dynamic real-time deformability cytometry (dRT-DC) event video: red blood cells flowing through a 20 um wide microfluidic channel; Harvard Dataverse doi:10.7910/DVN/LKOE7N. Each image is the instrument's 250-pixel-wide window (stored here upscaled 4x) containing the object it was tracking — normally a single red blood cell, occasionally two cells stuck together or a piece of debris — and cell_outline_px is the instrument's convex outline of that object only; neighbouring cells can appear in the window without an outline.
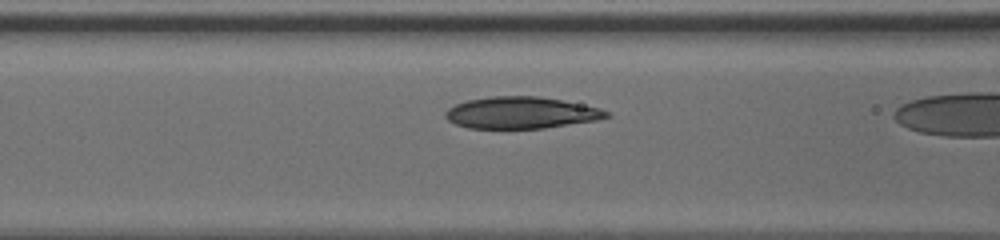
{"species": "human", "species_latin": "Homo sapiens", "temperature_condition": "cold", "stored_images_in_passage": 29, "camera_frame_rate_fps": 3000, "um_per_image_px": 0.085, "donor": {"sex": "male"}, "frame": {"image": 1, "passage_image": 9, "time_ms": 2.667, "image_size_px": [1000, 240], "cell_outline_px": [[608, 116], [596, 120], [544, 128], [468, 128], [456, 124], [448, 120], [444, 116], [444, 112], [448, 108], [456, 104], [468, 100], [492, 96], [536, 96], [560, 100], [600, 108], [608, 112]], "centroid_in_image_um": [44.24, 9.58], "position_along_channel_um": 122.4, "area_um2": 29.42}}
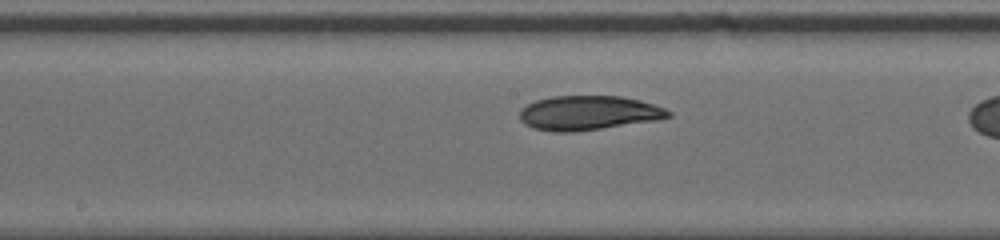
{"frame": {"image": 2, "passage_image": 15, "time_ms": 4.667, "image_size_px": [1000, 240], "cell_outline_px": [[672, 116], [656, 120], [572, 132], [552, 132], [532, 128], [524, 124], [520, 120], [520, 108], [536, 100], [552, 96], [620, 96], [640, 100], [664, 108], [672, 112]], "centroid_in_image_um": [49.98, 9.59], "position_along_channel_um": 198.2, "area_um2": 29.71}}
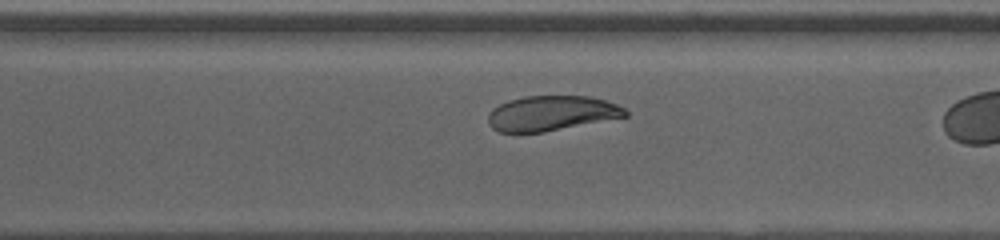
{"frame": {"image": 3, "passage_image": 25, "time_ms": 8.0, "image_size_px": [1000, 240], "cell_outline_px": [[628, 116], [544, 132], [500, 132], [492, 128], [488, 124], [488, 112], [492, 108], [500, 104], [524, 96], [588, 96], [604, 100], [616, 104], [624, 108], [628, 112]], "centroid_in_image_um": [46.86, 9.63], "position_along_channel_um": 323.7, "area_um2": 27.86}}